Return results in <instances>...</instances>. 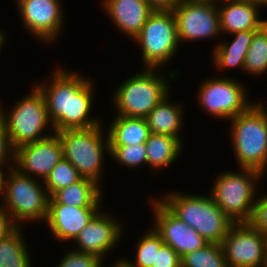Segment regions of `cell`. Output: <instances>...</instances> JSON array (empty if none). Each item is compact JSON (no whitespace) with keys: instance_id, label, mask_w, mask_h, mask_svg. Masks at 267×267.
I'll return each mask as SVG.
<instances>
[{"instance_id":"ab89813d","label":"cell","mask_w":267,"mask_h":267,"mask_svg":"<svg viewBox=\"0 0 267 267\" xmlns=\"http://www.w3.org/2000/svg\"><path fill=\"white\" fill-rule=\"evenodd\" d=\"M261 8L262 6H267V0H254Z\"/></svg>"},{"instance_id":"52a82bcc","label":"cell","mask_w":267,"mask_h":267,"mask_svg":"<svg viewBox=\"0 0 267 267\" xmlns=\"http://www.w3.org/2000/svg\"><path fill=\"white\" fill-rule=\"evenodd\" d=\"M103 125L56 132L62 145L63 158L78 170L82 178L93 180L100 186L104 155H110L109 139L107 133L104 136L106 128Z\"/></svg>"},{"instance_id":"4dcf8cb0","label":"cell","mask_w":267,"mask_h":267,"mask_svg":"<svg viewBox=\"0 0 267 267\" xmlns=\"http://www.w3.org/2000/svg\"><path fill=\"white\" fill-rule=\"evenodd\" d=\"M63 254L57 267H104L103 259L97 255L79 252L76 250H68Z\"/></svg>"},{"instance_id":"8fae6325","label":"cell","mask_w":267,"mask_h":267,"mask_svg":"<svg viewBox=\"0 0 267 267\" xmlns=\"http://www.w3.org/2000/svg\"><path fill=\"white\" fill-rule=\"evenodd\" d=\"M172 13L179 44L221 35L216 0H179Z\"/></svg>"},{"instance_id":"7c38bea8","label":"cell","mask_w":267,"mask_h":267,"mask_svg":"<svg viewBox=\"0 0 267 267\" xmlns=\"http://www.w3.org/2000/svg\"><path fill=\"white\" fill-rule=\"evenodd\" d=\"M221 246L228 267H264L267 240L250 223H234Z\"/></svg>"},{"instance_id":"d6a6232c","label":"cell","mask_w":267,"mask_h":267,"mask_svg":"<svg viewBox=\"0 0 267 267\" xmlns=\"http://www.w3.org/2000/svg\"><path fill=\"white\" fill-rule=\"evenodd\" d=\"M152 267H181L180 256L168 245L156 248L155 266Z\"/></svg>"},{"instance_id":"cb8c5ba5","label":"cell","mask_w":267,"mask_h":267,"mask_svg":"<svg viewBox=\"0 0 267 267\" xmlns=\"http://www.w3.org/2000/svg\"><path fill=\"white\" fill-rule=\"evenodd\" d=\"M146 144L147 165L155 172L172 166L182 152L183 143L176 137L150 133Z\"/></svg>"},{"instance_id":"4fadbf2b","label":"cell","mask_w":267,"mask_h":267,"mask_svg":"<svg viewBox=\"0 0 267 267\" xmlns=\"http://www.w3.org/2000/svg\"><path fill=\"white\" fill-rule=\"evenodd\" d=\"M26 31L41 40L42 44H51L64 29V9L61 0H15Z\"/></svg>"},{"instance_id":"603a6c76","label":"cell","mask_w":267,"mask_h":267,"mask_svg":"<svg viewBox=\"0 0 267 267\" xmlns=\"http://www.w3.org/2000/svg\"><path fill=\"white\" fill-rule=\"evenodd\" d=\"M107 130L109 146L142 144L150 135L146 119L137 117L115 115Z\"/></svg>"},{"instance_id":"9c48e42d","label":"cell","mask_w":267,"mask_h":267,"mask_svg":"<svg viewBox=\"0 0 267 267\" xmlns=\"http://www.w3.org/2000/svg\"><path fill=\"white\" fill-rule=\"evenodd\" d=\"M133 42L140 46L144 68L159 69L171 63L180 47L172 11L153 12Z\"/></svg>"},{"instance_id":"d6986e66","label":"cell","mask_w":267,"mask_h":267,"mask_svg":"<svg viewBox=\"0 0 267 267\" xmlns=\"http://www.w3.org/2000/svg\"><path fill=\"white\" fill-rule=\"evenodd\" d=\"M100 3L114 28L129 36L132 41L154 12L144 0H103Z\"/></svg>"},{"instance_id":"ac0fdd59","label":"cell","mask_w":267,"mask_h":267,"mask_svg":"<svg viewBox=\"0 0 267 267\" xmlns=\"http://www.w3.org/2000/svg\"><path fill=\"white\" fill-rule=\"evenodd\" d=\"M216 1L221 35L230 36L239 31L260 30L267 23V19L262 20L259 17L260 6L254 0ZM218 1H221V4Z\"/></svg>"},{"instance_id":"ffe728a7","label":"cell","mask_w":267,"mask_h":267,"mask_svg":"<svg viewBox=\"0 0 267 267\" xmlns=\"http://www.w3.org/2000/svg\"><path fill=\"white\" fill-rule=\"evenodd\" d=\"M170 94L171 92L151 110L145 119L150 133L173 136L182 143L183 137L180 134L183 131L181 128L184 124L183 113L185 109L181 102L178 101L177 103L176 100L172 102L169 99Z\"/></svg>"},{"instance_id":"e0dca14e","label":"cell","mask_w":267,"mask_h":267,"mask_svg":"<svg viewBox=\"0 0 267 267\" xmlns=\"http://www.w3.org/2000/svg\"><path fill=\"white\" fill-rule=\"evenodd\" d=\"M101 208H81L62 204H48L45 225L57 241L71 243ZM47 222V223H46Z\"/></svg>"},{"instance_id":"9a60e30c","label":"cell","mask_w":267,"mask_h":267,"mask_svg":"<svg viewBox=\"0 0 267 267\" xmlns=\"http://www.w3.org/2000/svg\"><path fill=\"white\" fill-rule=\"evenodd\" d=\"M62 158L59 136L53 133L42 140L18 146L14 154V168L24 175L45 181Z\"/></svg>"},{"instance_id":"30bf717a","label":"cell","mask_w":267,"mask_h":267,"mask_svg":"<svg viewBox=\"0 0 267 267\" xmlns=\"http://www.w3.org/2000/svg\"><path fill=\"white\" fill-rule=\"evenodd\" d=\"M233 77H210L200 82L197 101L210 117L230 120L246 112L255 102L249 101L244 84Z\"/></svg>"},{"instance_id":"836d02e7","label":"cell","mask_w":267,"mask_h":267,"mask_svg":"<svg viewBox=\"0 0 267 267\" xmlns=\"http://www.w3.org/2000/svg\"><path fill=\"white\" fill-rule=\"evenodd\" d=\"M15 149L0 120V165H14Z\"/></svg>"},{"instance_id":"f35d334b","label":"cell","mask_w":267,"mask_h":267,"mask_svg":"<svg viewBox=\"0 0 267 267\" xmlns=\"http://www.w3.org/2000/svg\"><path fill=\"white\" fill-rule=\"evenodd\" d=\"M3 30H1V28H0V50L3 48V46H4V44H5V42H6V39H7V37H6V32H4Z\"/></svg>"},{"instance_id":"6da1fadb","label":"cell","mask_w":267,"mask_h":267,"mask_svg":"<svg viewBox=\"0 0 267 267\" xmlns=\"http://www.w3.org/2000/svg\"><path fill=\"white\" fill-rule=\"evenodd\" d=\"M64 68L57 66L51 72L52 79L34 83L44 96L55 133L63 130L88 129L101 124L102 120L91 117L90 113L95 97L93 80L83 74L81 76L79 72H70Z\"/></svg>"},{"instance_id":"4316f807","label":"cell","mask_w":267,"mask_h":267,"mask_svg":"<svg viewBox=\"0 0 267 267\" xmlns=\"http://www.w3.org/2000/svg\"><path fill=\"white\" fill-rule=\"evenodd\" d=\"M142 237H138L136 245L135 260L125 259L132 267H152L155 266L156 248H161L165 243L160 234L153 228L143 232Z\"/></svg>"},{"instance_id":"f546056e","label":"cell","mask_w":267,"mask_h":267,"mask_svg":"<svg viewBox=\"0 0 267 267\" xmlns=\"http://www.w3.org/2000/svg\"><path fill=\"white\" fill-rule=\"evenodd\" d=\"M146 144L110 146V157L115 163L124 165L129 169H136L139 166L147 165Z\"/></svg>"},{"instance_id":"d4e9b609","label":"cell","mask_w":267,"mask_h":267,"mask_svg":"<svg viewBox=\"0 0 267 267\" xmlns=\"http://www.w3.org/2000/svg\"><path fill=\"white\" fill-rule=\"evenodd\" d=\"M21 229L18 227L0 241V267H32L29 245Z\"/></svg>"},{"instance_id":"e575fe53","label":"cell","mask_w":267,"mask_h":267,"mask_svg":"<svg viewBox=\"0 0 267 267\" xmlns=\"http://www.w3.org/2000/svg\"><path fill=\"white\" fill-rule=\"evenodd\" d=\"M18 226L14 223L10 215L3 209H0V241L14 232Z\"/></svg>"},{"instance_id":"5bb4252c","label":"cell","mask_w":267,"mask_h":267,"mask_svg":"<svg viewBox=\"0 0 267 267\" xmlns=\"http://www.w3.org/2000/svg\"><path fill=\"white\" fill-rule=\"evenodd\" d=\"M152 223L163 242L182 258L187 253L203 248L208 242L193 228L178 218L159 198H150Z\"/></svg>"},{"instance_id":"2e32d148","label":"cell","mask_w":267,"mask_h":267,"mask_svg":"<svg viewBox=\"0 0 267 267\" xmlns=\"http://www.w3.org/2000/svg\"><path fill=\"white\" fill-rule=\"evenodd\" d=\"M102 211V212H101ZM99 211L93 219L80 231L74 242L76 251L97 255L106 259L107 255L117 248L123 235L122 222L116 220L115 216ZM78 248V249H77Z\"/></svg>"},{"instance_id":"3957f363","label":"cell","mask_w":267,"mask_h":267,"mask_svg":"<svg viewBox=\"0 0 267 267\" xmlns=\"http://www.w3.org/2000/svg\"><path fill=\"white\" fill-rule=\"evenodd\" d=\"M229 135L237 165L267 173V107L255 102L246 112L230 119Z\"/></svg>"},{"instance_id":"44dd1931","label":"cell","mask_w":267,"mask_h":267,"mask_svg":"<svg viewBox=\"0 0 267 267\" xmlns=\"http://www.w3.org/2000/svg\"><path fill=\"white\" fill-rule=\"evenodd\" d=\"M258 30H245L232 33V41L228 40L219 42L213 47L212 61L217 70L234 69L244 71V63L247 51L250 47L254 34ZM234 36V37H233ZM234 38V39H233Z\"/></svg>"},{"instance_id":"277c9868","label":"cell","mask_w":267,"mask_h":267,"mask_svg":"<svg viewBox=\"0 0 267 267\" xmlns=\"http://www.w3.org/2000/svg\"><path fill=\"white\" fill-rule=\"evenodd\" d=\"M159 198L178 218L195 229L208 243L221 244L234 224L211 195L173 191Z\"/></svg>"},{"instance_id":"ba28073f","label":"cell","mask_w":267,"mask_h":267,"mask_svg":"<svg viewBox=\"0 0 267 267\" xmlns=\"http://www.w3.org/2000/svg\"><path fill=\"white\" fill-rule=\"evenodd\" d=\"M20 173L12 168L6 179L5 196L2 208L14 223H44L48 213L49 195L44 181Z\"/></svg>"},{"instance_id":"484cf974","label":"cell","mask_w":267,"mask_h":267,"mask_svg":"<svg viewBox=\"0 0 267 267\" xmlns=\"http://www.w3.org/2000/svg\"><path fill=\"white\" fill-rule=\"evenodd\" d=\"M245 71L255 77L267 74V23L253 36L245 58Z\"/></svg>"},{"instance_id":"83f0119b","label":"cell","mask_w":267,"mask_h":267,"mask_svg":"<svg viewBox=\"0 0 267 267\" xmlns=\"http://www.w3.org/2000/svg\"><path fill=\"white\" fill-rule=\"evenodd\" d=\"M181 267H228L221 244L208 243L181 258Z\"/></svg>"},{"instance_id":"7402d4cb","label":"cell","mask_w":267,"mask_h":267,"mask_svg":"<svg viewBox=\"0 0 267 267\" xmlns=\"http://www.w3.org/2000/svg\"><path fill=\"white\" fill-rule=\"evenodd\" d=\"M102 186L93 180L81 178L76 183L56 191L48 204H62L81 208H100L103 192Z\"/></svg>"},{"instance_id":"5b68a950","label":"cell","mask_w":267,"mask_h":267,"mask_svg":"<svg viewBox=\"0 0 267 267\" xmlns=\"http://www.w3.org/2000/svg\"><path fill=\"white\" fill-rule=\"evenodd\" d=\"M240 170V171H239ZM263 174L253 169L224 171L216 175L209 194L233 223H249Z\"/></svg>"},{"instance_id":"7a4b0ae2","label":"cell","mask_w":267,"mask_h":267,"mask_svg":"<svg viewBox=\"0 0 267 267\" xmlns=\"http://www.w3.org/2000/svg\"><path fill=\"white\" fill-rule=\"evenodd\" d=\"M156 71L143 68L142 72L134 73L117 86L111 97L116 115L145 118L170 93L169 82H176L173 80L180 74L172 69L167 71L168 76Z\"/></svg>"},{"instance_id":"d590c367","label":"cell","mask_w":267,"mask_h":267,"mask_svg":"<svg viewBox=\"0 0 267 267\" xmlns=\"http://www.w3.org/2000/svg\"><path fill=\"white\" fill-rule=\"evenodd\" d=\"M154 12L173 11L179 0H144Z\"/></svg>"},{"instance_id":"f1b7e54d","label":"cell","mask_w":267,"mask_h":267,"mask_svg":"<svg viewBox=\"0 0 267 267\" xmlns=\"http://www.w3.org/2000/svg\"><path fill=\"white\" fill-rule=\"evenodd\" d=\"M82 177L78 170L65 158H62L45 179L44 185L49 197L56 191L76 183Z\"/></svg>"},{"instance_id":"8992f818","label":"cell","mask_w":267,"mask_h":267,"mask_svg":"<svg viewBox=\"0 0 267 267\" xmlns=\"http://www.w3.org/2000/svg\"><path fill=\"white\" fill-rule=\"evenodd\" d=\"M0 104V120L14 149L18 146L42 140L55 133L49 119L44 96L33 84L30 93L5 112ZM7 113V114H6ZM48 128V129H47ZM47 134H44L45 130Z\"/></svg>"},{"instance_id":"8d00e7d4","label":"cell","mask_w":267,"mask_h":267,"mask_svg":"<svg viewBox=\"0 0 267 267\" xmlns=\"http://www.w3.org/2000/svg\"><path fill=\"white\" fill-rule=\"evenodd\" d=\"M13 167L14 165H0V197L2 198V199L0 198L1 200L0 209L2 208V203H3L2 200H4V196H5L6 179H7L8 173Z\"/></svg>"},{"instance_id":"1f68e13d","label":"cell","mask_w":267,"mask_h":267,"mask_svg":"<svg viewBox=\"0 0 267 267\" xmlns=\"http://www.w3.org/2000/svg\"><path fill=\"white\" fill-rule=\"evenodd\" d=\"M261 195L257 197L249 223L258 229L267 240V194Z\"/></svg>"},{"instance_id":"74e56055","label":"cell","mask_w":267,"mask_h":267,"mask_svg":"<svg viewBox=\"0 0 267 267\" xmlns=\"http://www.w3.org/2000/svg\"><path fill=\"white\" fill-rule=\"evenodd\" d=\"M111 267H132L125 258H118L114 263L111 265Z\"/></svg>"}]
</instances>
